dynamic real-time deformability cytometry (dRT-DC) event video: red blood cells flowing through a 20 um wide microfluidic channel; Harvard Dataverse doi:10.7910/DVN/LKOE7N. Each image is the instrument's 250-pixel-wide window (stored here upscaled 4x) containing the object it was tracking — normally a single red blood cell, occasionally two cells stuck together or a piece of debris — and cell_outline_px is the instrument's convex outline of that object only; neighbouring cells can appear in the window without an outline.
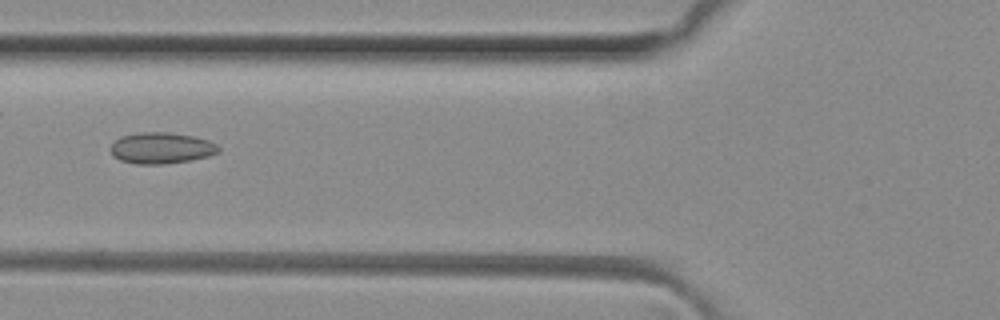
{"species": "common noctule bat (a hibernating species)", "species_latin": "Nyctalus noctula", "temperature_condition": "room temperature", "stored_images_in_passage": 50, "camera_frame_rate_fps": 3000, "um_per_image_px": 0.085, "animal": {"sex": "female", "body_mass_g": 29.2, "forearm_length_mm": 56.3}, "frame": {"image": 1, "passage_image": 19, "time_ms": 6.0, "image_size_px": [1000, 320], "cell_outline_px": [[220, 152], [208, 156], [188, 160], [164, 164], [136, 164], [120, 160], [112, 156], [108, 148], [120, 136], [140, 132], [168, 132], [196, 136], [208, 140], [216, 144], [220, 148]], "centroid_in_image_um": [13.69, 12.58], "position_along_channel_um": 112.1, "area_um2": 19.83}}
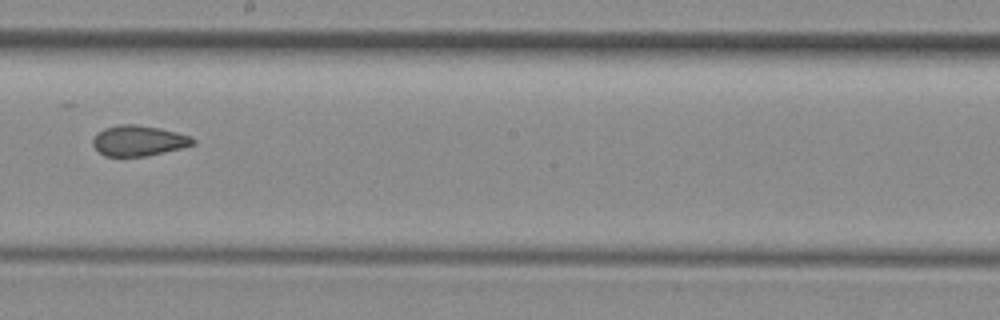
{"frame": {"image": 2, "passage_image": 28, "time_ms": 9.0, "image_size_px": [1000, 320], "cell_outline_px": [[196, 144], [148, 156], [104, 156], [92, 144], [92, 140], [96, 132], [104, 128], [120, 124], [136, 124], [160, 128], [192, 136], [196, 140]], "centroid_in_image_um": [11.78, 11.95], "position_along_channel_um": 236.4, "area_um2": 17.92}}
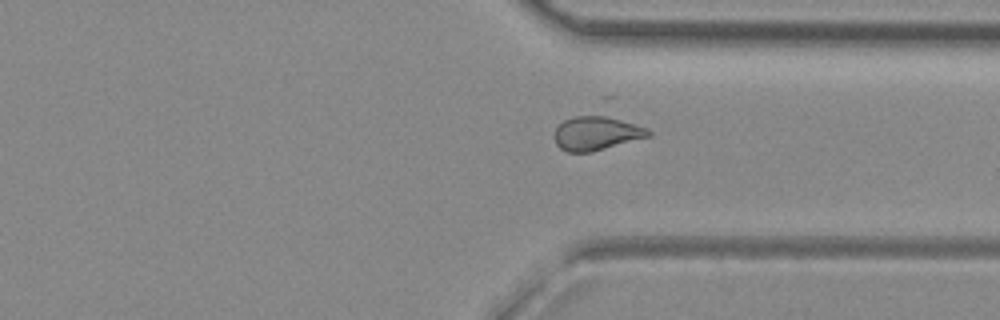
{"frame": {"image": 3, "passage_image": 37, "time_ms": 12.0, "image_size_px": [1000, 320], "cell_outline_px": [[652, 136], [592, 152], [568, 152], [560, 148], [556, 144], [552, 136], [556, 128], [564, 120], [576, 116], [600, 112], [648, 128], [652, 132]], "centroid_in_image_um": [50.72, 11.29], "position_along_channel_um": 360.7, "area_um2": 19.36}, "authors_computed_cell_mechanics": {"area_um2": 19.3341, "velocity_mm_per_s": 4.1534, "shape_relaxation_time_tau1_ms": null, "shape_relaxation_time_tau2_ms": 1.7602, "deformation_change_tau1": null, "deformation_change_tau2": 0.0697}}